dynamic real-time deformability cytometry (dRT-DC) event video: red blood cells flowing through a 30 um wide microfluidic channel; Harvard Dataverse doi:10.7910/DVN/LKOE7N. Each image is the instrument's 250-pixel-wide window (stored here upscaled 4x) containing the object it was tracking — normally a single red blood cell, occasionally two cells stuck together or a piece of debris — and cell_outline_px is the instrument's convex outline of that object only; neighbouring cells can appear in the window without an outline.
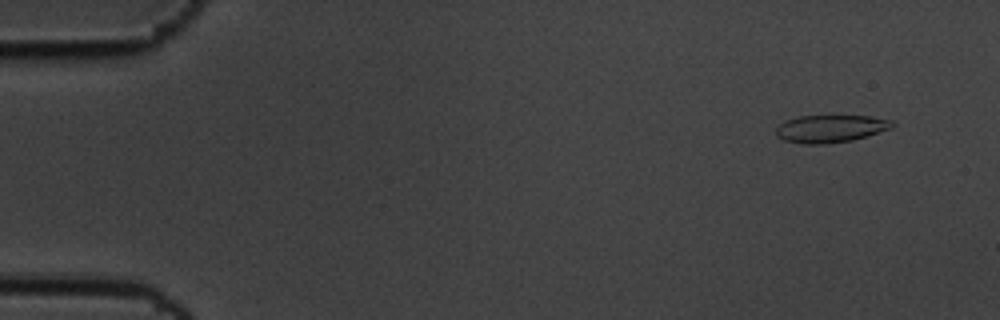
{"species": "common noctule bat (a hibernating species)", "species_latin": "Nyctalus noctula", "temperature_condition": "cold", "stored_images_in_passage": 59, "camera_frame_rate_fps": 3000, "um_per_image_px": 0.085, "animal": {"sex": "male", "body_mass_g": 19.5, "forearm_length_mm": 54.6}, "frame": {"image": 1, "passage_image": 5, "time_ms": 1.333, "image_size_px": [1000, 320], "cell_outline_px": [[896, 124], [892, 128], [868, 136], [852, 140], [824, 144], [804, 144], [784, 140], [776, 136], [776, 128], [784, 120], [800, 116], [868, 116], [892, 120]], "centroid_in_image_um": [70.6, 10.94], "position_along_channel_um": 14.4, "area_um2": 18.73}}
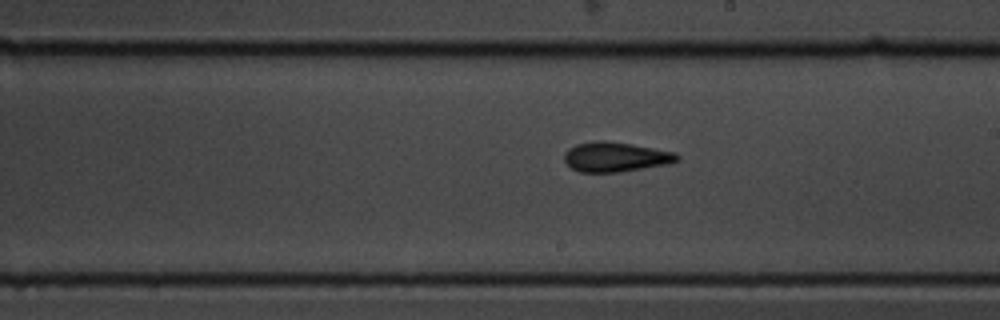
{"frame": {"image": 2, "passage_image": 34, "time_ms": 11.0, "image_size_px": [1000, 320], "cell_outline_px": [[680, 160], [668, 164], [620, 172], [580, 172], [572, 168], [564, 160], [564, 152], [568, 148], [576, 144], [600, 140], [604, 140], [632, 144], [676, 152], [680, 156]], "centroid_in_image_um": [52.34, 13.33], "position_along_channel_um": 236.7, "area_um2": 19.65}}
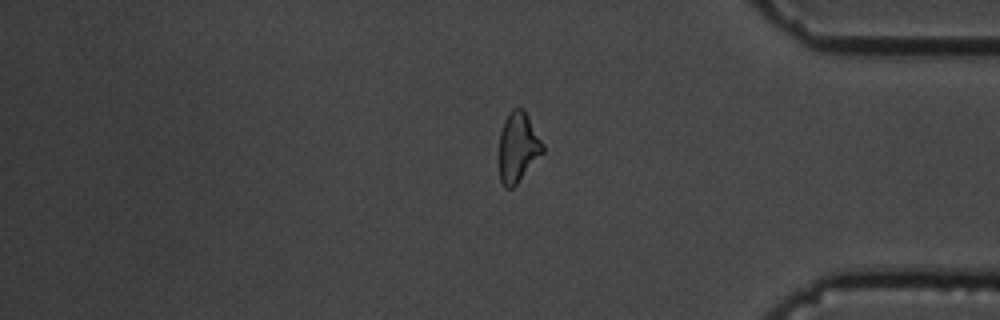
{"frame": {"image": 3, "passage_image": 49, "time_ms": 16.0, "image_size_px": [1000, 320], "cell_outline_px": [[544, 152], [516, 184], [512, 188], [504, 188], [500, 180], [500, 132], [504, 120], [508, 112], [512, 108], [520, 108], [528, 116], [544, 144]], "centroid_in_image_um": [44.03, 12.51], "position_along_channel_um": 391.2, "area_um2": 17.63}, "authors_computed_cell_mechanics": {"area_um2": 18.9584, "velocity_mm_per_s": 3.481, "shape_relaxation_time_tau1_ms": 7.3699, "shape_relaxation_time_tau2_ms": 2.8881, "deformation_change_tau1": 0.1774, "deformation_change_tau2": 0.1129}}